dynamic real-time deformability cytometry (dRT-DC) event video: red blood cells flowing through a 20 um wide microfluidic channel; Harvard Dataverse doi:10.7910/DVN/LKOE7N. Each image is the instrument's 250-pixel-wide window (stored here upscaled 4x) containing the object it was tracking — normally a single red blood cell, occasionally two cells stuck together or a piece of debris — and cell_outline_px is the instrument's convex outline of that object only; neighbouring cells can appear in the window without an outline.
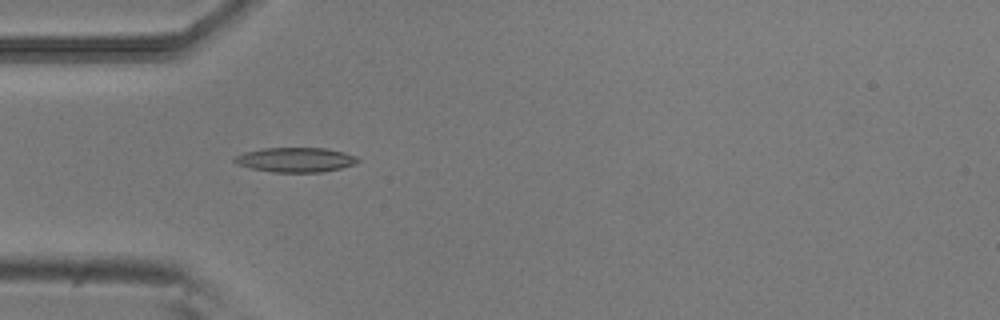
{"species": "common noctule bat (a hibernating species)", "species_latin": "Nyctalus noctula", "temperature_condition": "room temperature", "stored_images_in_passage": 37, "camera_frame_rate_fps": 3000, "um_per_image_px": 0.085, "animal": {"sex": "male", "body_mass_g": 20.5, "forearm_length_mm": 52.5}, "frame": {"image": 1, "passage_image": 1, "time_ms": 0.0, "image_size_px": [1000, 320], "cell_outline_px": [[360, 160], [356, 164], [340, 168], [320, 172], [272, 172], [252, 168], [236, 164], [232, 160], [236, 156], [244, 152], [264, 148], [328, 148], [344, 152], [356, 156]], "centroid_in_image_um": [25.13, 13.57], "position_along_channel_um": 59.9, "area_um2": 17.69}}
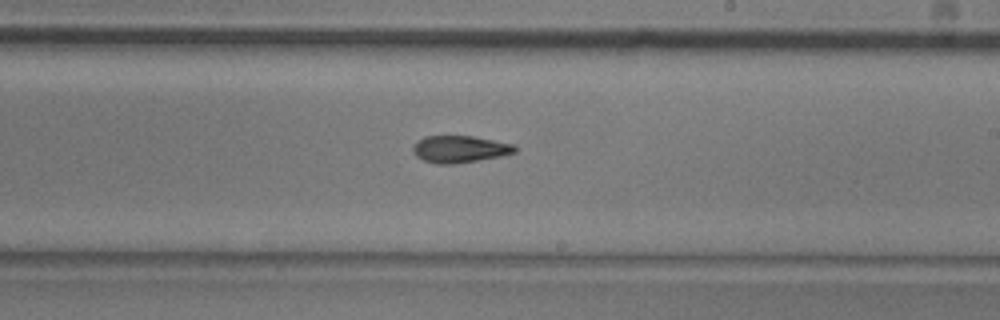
{"frame": {"image": 2, "passage_image": 16, "time_ms": 5.0, "image_size_px": [1000, 320], "cell_outline_px": [[516, 152], [500, 156], [452, 164], [436, 164], [424, 160], [416, 156], [412, 148], [424, 136], [472, 136], [512, 144], [516, 148]], "centroid_in_image_um": [39.06, 12.67], "position_along_channel_um": 249.9, "area_um2": 15.66}}
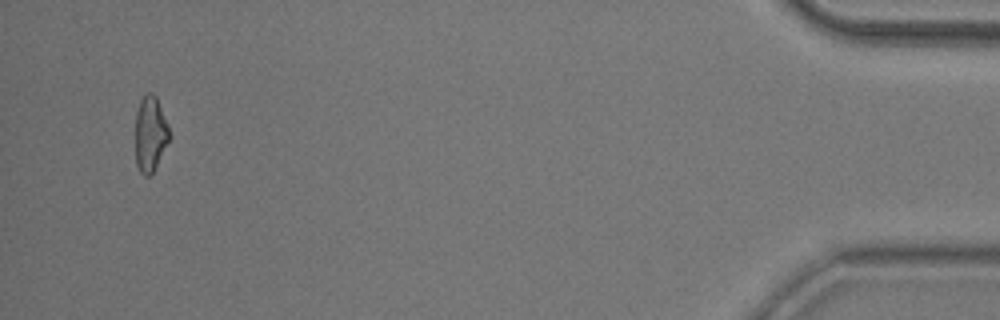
{"frame": {"image": 3, "passage_image": 36, "time_ms": 11.667, "image_size_px": [1000, 320], "cell_outline_px": [[172, 136], [152, 172], [148, 176], [144, 176], [140, 172], [136, 164], [136, 112], [140, 100], [148, 92], [152, 92], [156, 96], [168, 124]], "centroid_in_image_um": [12.79, 11.36], "position_along_channel_um": 422.4, "area_um2": 14.97}}